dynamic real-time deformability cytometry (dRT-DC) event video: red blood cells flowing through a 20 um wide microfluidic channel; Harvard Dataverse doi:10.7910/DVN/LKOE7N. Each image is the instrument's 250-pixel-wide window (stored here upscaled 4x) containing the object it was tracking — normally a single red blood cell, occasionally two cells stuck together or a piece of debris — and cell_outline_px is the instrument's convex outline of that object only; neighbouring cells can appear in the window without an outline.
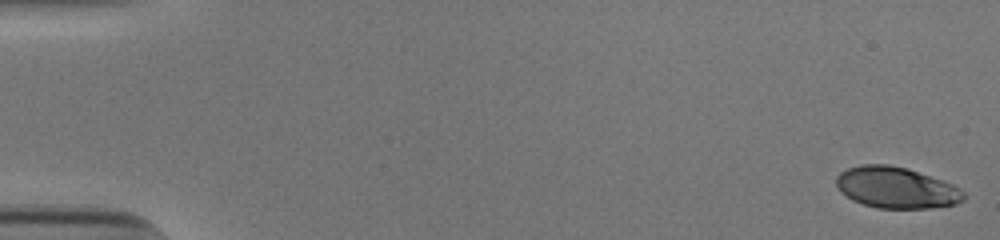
{"species": "human", "species_latin": "Homo sapiens", "temperature_condition": "cold", "stored_images_in_passage": 54, "camera_frame_rate_fps": 3000, "um_per_image_px": 0.085, "donor": {"sex": "male"}, "frame": {"image": 1, "passage_image": 1, "time_ms": 0.0, "image_size_px": [1000, 240], "cell_outline_px": [[964, 200], [956, 204], [928, 208], [876, 208], [852, 200], [840, 192], [836, 184], [836, 176], [840, 172], [848, 168], [860, 164], [888, 164], [908, 168], [952, 184], [960, 188], [964, 192]], "centroid_in_image_um": [76.15, 15.94], "position_along_channel_um": 8.8, "area_um2": 30.69}}
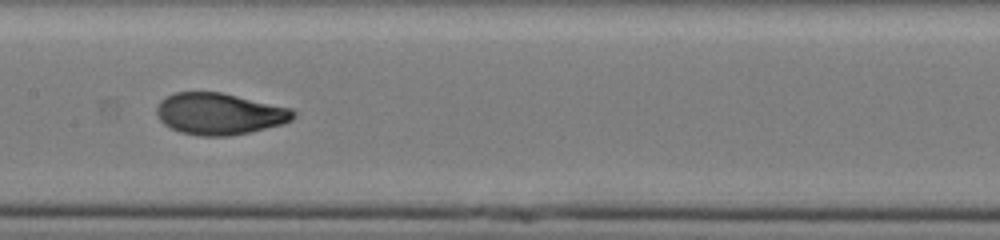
{"frame": {"image": 2, "passage_image": 28, "time_ms": 9.0, "image_size_px": [1000, 240], "cell_outline_px": [[296, 116], [292, 120], [284, 124], [248, 132], [228, 136], [200, 136], [180, 132], [164, 124], [160, 120], [156, 112], [156, 108], [160, 100], [176, 92], [220, 92], [292, 108], [296, 112]], "centroid_in_image_um": [18.67, 9.67], "position_along_channel_um": 188.7, "area_um2": 33.12}}
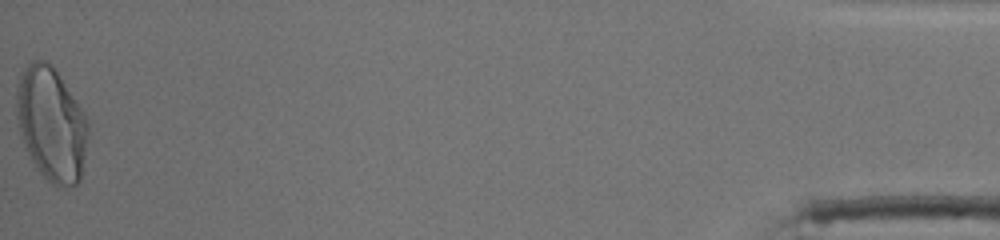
{"frame": {"image": 3, "passage_image": 54, "time_ms": 17.667, "image_size_px": [1000, 240], "cell_outline_px": [[88, 132], [80, 180], [76, 184], [60, 188], [52, 184], [36, 168], [24, 144], [20, 132], [16, 116], [16, 84], [20, 72], [32, 60], [48, 60], [52, 64], [60, 76], [88, 120]], "centroid_in_image_um": [4.34, 10.51], "position_along_channel_um": 430.9, "area_um2": 47.4}, "authors_computed_cell_mechanics": {"area_um2": 33.235, "velocity_mm_per_s": 3.8396, "shape_relaxation_time_tau1_ms": 4.5037, "shape_relaxation_time_tau2_ms": 0.754, "deformation_change_tau1": 0.1935, "deformation_change_tau2": 0.0494}}